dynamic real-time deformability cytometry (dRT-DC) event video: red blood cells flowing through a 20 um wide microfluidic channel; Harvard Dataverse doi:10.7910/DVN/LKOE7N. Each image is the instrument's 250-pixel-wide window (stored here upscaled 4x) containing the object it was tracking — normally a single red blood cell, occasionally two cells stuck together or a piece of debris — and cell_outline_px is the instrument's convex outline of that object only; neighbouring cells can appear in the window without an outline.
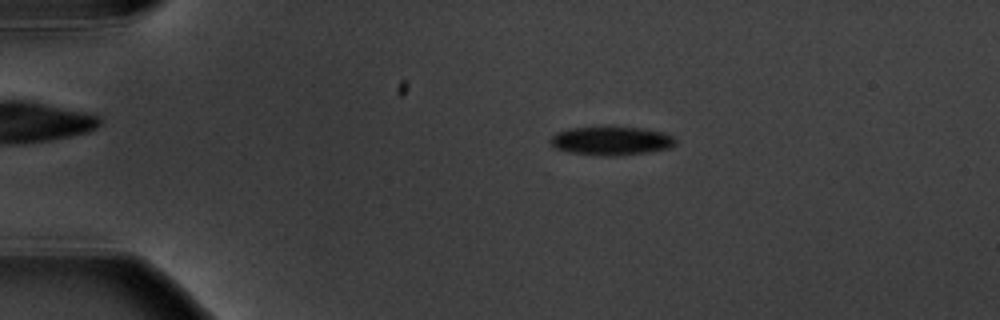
{"species": "common noctule bat (a hibernating species)", "species_latin": "Nyctalus noctula", "temperature_condition": "warm", "stored_images_in_passage": 6, "camera_frame_rate_fps": 3000, "um_per_image_px": 0.085, "animal": {"sex": "male", "body_mass_g": 20.1, "forearm_length_mm": 53.5}, "frame": {"image": 1, "passage_image": 3, "time_ms": 2.333, "image_size_px": [1000, 320], "cell_outline_px": [[676, 144], [668, 148], [644, 152], [616, 156], [600, 156], [568, 152], [556, 148], [548, 140], [556, 132], [568, 128], [640, 128], [660, 132], [672, 136], [676, 140]], "centroid_in_image_um": [51.9, 11.99], "position_along_channel_um": 33.1, "area_um2": 20.46}}
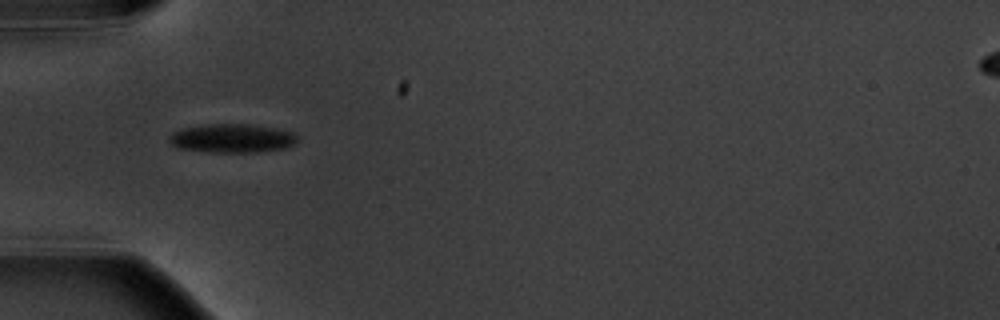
{"frame": {"image": 2, "passage_image": 5, "time_ms": 4.667, "image_size_px": [1000, 320], "cell_outline_px": [[296, 140], [292, 144], [284, 148], [256, 152], [208, 152], [176, 148], [168, 140], [168, 136], [172, 132], [184, 128], [204, 124], [248, 124], [272, 128], [292, 132], [296, 136]], "centroid_in_image_um": [19.64, 11.76], "position_along_channel_um": 65.4, "area_um2": 21.33}}